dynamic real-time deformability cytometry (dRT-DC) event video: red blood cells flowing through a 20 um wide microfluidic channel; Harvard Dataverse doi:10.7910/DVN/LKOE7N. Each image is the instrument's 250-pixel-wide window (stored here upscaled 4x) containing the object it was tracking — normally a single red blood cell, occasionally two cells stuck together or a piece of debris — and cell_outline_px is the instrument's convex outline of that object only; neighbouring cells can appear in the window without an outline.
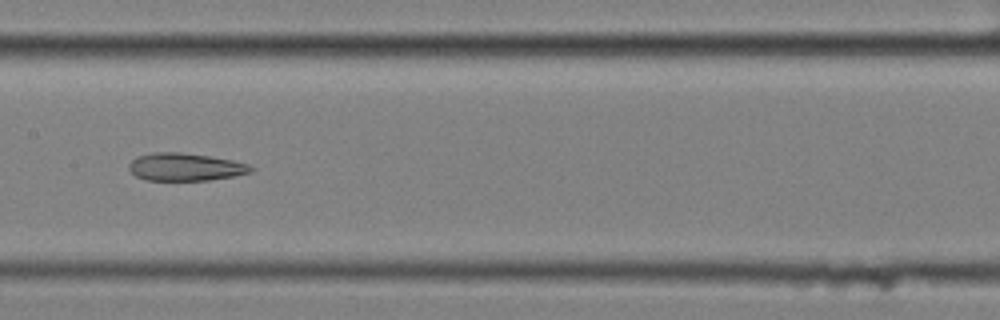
{"species": "common noctule bat (a hibernating species)", "species_latin": "Nyctalus noctula", "temperature_condition": "cold", "stored_images_in_passage": 6, "camera_frame_rate_fps": 3000, "um_per_image_px": 0.085, "animal": {"sex": "female", "body_mass_g": 25.1}, "frame": {"image": 1, "passage_image": 4, "time_ms": 1.0, "image_size_px": [1000, 320], "cell_outline_px": [[256, 168], [252, 172], [232, 176], [208, 180], [144, 180], [136, 176], [128, 168], [128, 164], [136, 156], [152, 152], [180, 152], [208, 156], [232, 160], [248, 164]], "centroid_in_image_um": [15.73, 14.19], "position_along_channel_um": 191.7, "area_um2": 19.71}}
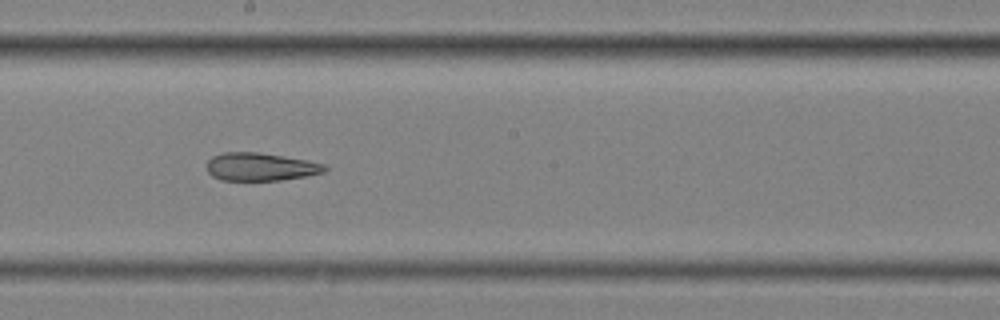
{"frame": {"image": 2, "passage_image": 5, "time_ms": 1.333, "image_size_px": [1000, 320], "cell_outline_px": [[328, 168], [324, 172], [308, 176], [280, 180], [220, 180], [212, 176], [208, 172], [208, 160], [212, 156], [224, 152], [260, 152], [308, 160], [324, 164]], "centroid_in_image_um": [22.16, 14.17], "position_along_channel_um": 226.0, "area_um2": 19.31}}
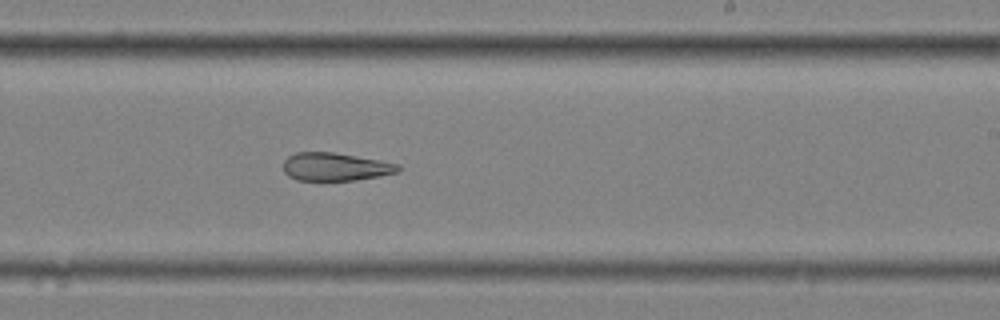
{"frame": {"image": 3, "passage_image": 6, "time_ms": 1.667, "image_size_px": [1000, 320], "cell_outline_px": [[404, 168], [396, 172], [380, 176], [356, 180], [296, 180], [288, 176], [284, 172], [284, 160], [288, 156], [296, 152], [336, 152], [380, 160], [400, 164]], "centroid_in_image_um": [28.53, 14.17], "position_along_channel_um": 260.5, "area_um2": 18.96}}